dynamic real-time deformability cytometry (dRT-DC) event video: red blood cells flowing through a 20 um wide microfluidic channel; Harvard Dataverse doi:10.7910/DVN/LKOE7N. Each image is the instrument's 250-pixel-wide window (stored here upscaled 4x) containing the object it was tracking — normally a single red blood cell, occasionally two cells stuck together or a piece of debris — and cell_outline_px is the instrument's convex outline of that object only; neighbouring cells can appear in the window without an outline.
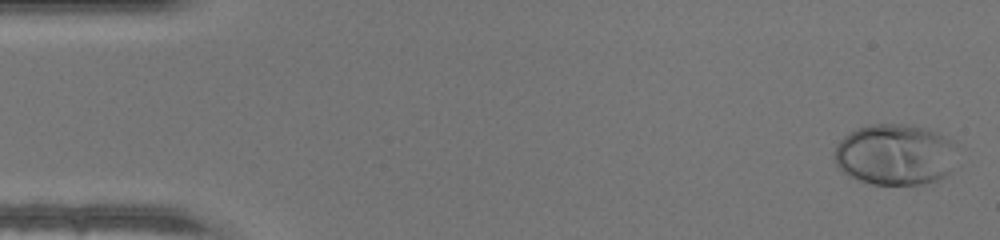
{"species": "human", "species_latin": "Homo sapiens", "temperature_condition": "warm", "stored_images_in_passage": 46, "camera_frame_rate_fps": 3000, "um_per_image_px": 0.085, "donor": {"sex": "male"}, "frame": {"image": 1, "passage_image": 1, "time_ms": 0.0, "image_size_px": [1000, 240], "cell_outline_px": [[956, 144], [952, 172], [936, 180], [920, 184], [872, 184], [860, 180], [844, 172], [836, 164], [836, 144], [844, 136], [856, 128], [872, 124], [908, 124], [924, 128], [952, 140]], "centroid_in_image_um": [76.1, 13.13], "position_along_channel_um": 8.9, "area_um2": 43.47}}
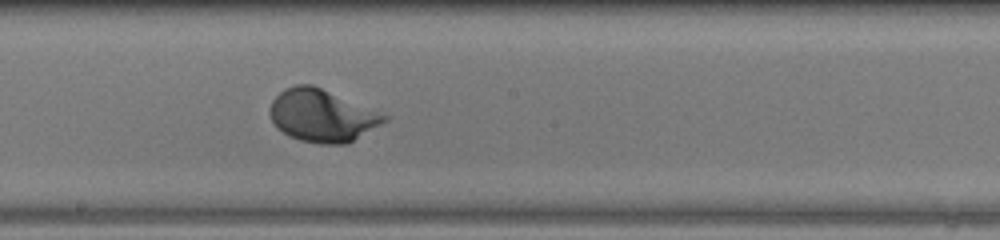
{"frame": {"image": 2, "passage_image": 25, "time_ms": 8.0, "image_size_px": [1000, 240], "cell_outline_px": [[388, 120], [348, 144], [320, 144], [300, 140], [284, 132], [272, 120], [268, 112], [268, 108], [272, 100], [284, 88], [296, 84], [312, 84], [388, 116]], "centroid_in_image_um": [27.35, 9.82], "position_along_channel_um": 220.8, "area_um2": 34.56}}
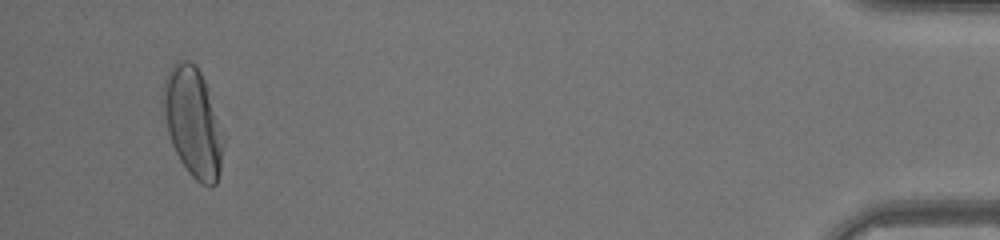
{"frame": {"image": 3, "passage_image": 44, "time_ms": 14.333, "image_size_px": [1000, 240], "cell_outline_px": [[224, 140], [220, 172], [216, 184], [200, 184], [188, 172], [180, 160], [172, 144], [160, 108], [164, 80], [168, 68], [176, 60], [188, 60], [196, 64], [204, 80]], "centroid_in_image_um": [16.34, 10.35], "position_along_channel_um": 418.9, "area_um2": 38.26}}